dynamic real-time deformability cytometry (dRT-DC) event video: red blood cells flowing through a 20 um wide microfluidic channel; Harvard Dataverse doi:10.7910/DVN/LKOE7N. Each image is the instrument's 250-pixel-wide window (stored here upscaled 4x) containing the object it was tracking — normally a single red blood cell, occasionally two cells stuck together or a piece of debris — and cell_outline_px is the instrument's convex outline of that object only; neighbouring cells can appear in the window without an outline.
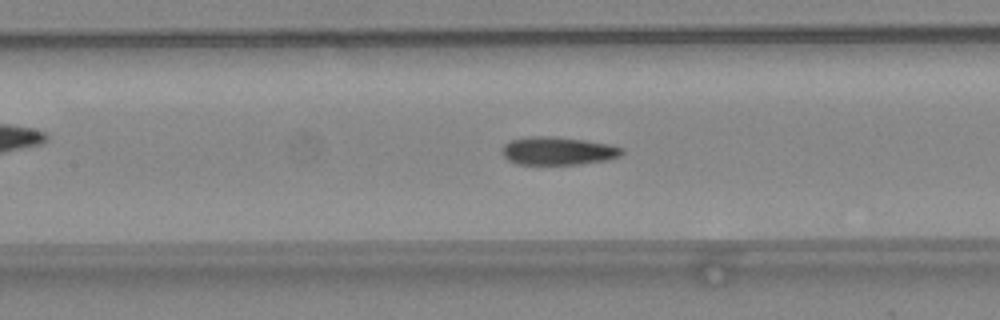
{"species": "common noctule bat (a hibernating species)", "species_latin": "Nyctalus noctula", "temperature_condition": "warm", "stored_images_in_passage": 46, "camera_frame_rate_fps": 3000, "um_per_image_px": 0.085, "animal": {"sex": "female", "body_mass_g": 24.6, "forearm_length_mm": 56.2}, "frame": {"image": 1, "passage_image": 21, "time_ms": 6.667, "image_size_px": [1000, 320], "cell_outline_px": [[624, 152], [620, 156], [608, 160], [580, 164], [516, 164], [508, 160], [500, 152], [504, 144], [512, 140], [532, 136], [540, 136], [584, 140], [608, 144], [624, 148]], "centroid_in_image_um": [47.43, 12.84], "position_along_channel_um": 160.0, "area_um2": 19.48}}
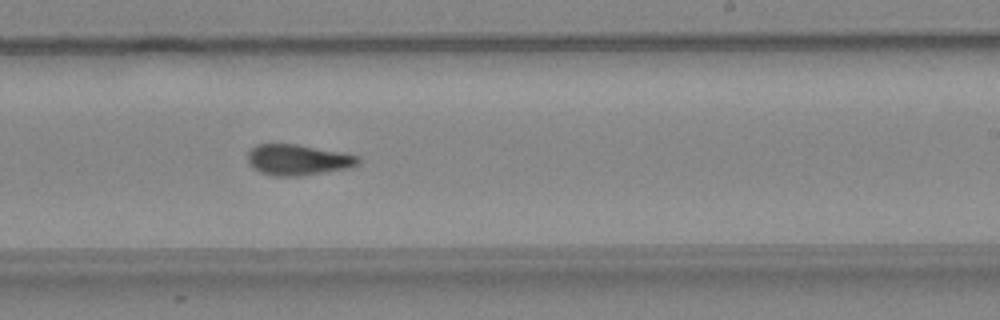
{"frame": {"image": 2, "passage_image": 28, "time_ms": 9.0, "image_size_px": [1000, 320], "cell_outline_px": [[360, 164], [352, 168], [296, 176], [272, 176], [260, 172], [252, 168], [248, 160], [248, 152], [256, 144], [296, 144], [344, 152], [360, 156]], "centroid_in_image_um": [25.36, 13.58], "position_along_channel_um": 263.6, "area_um2": 20.06}}
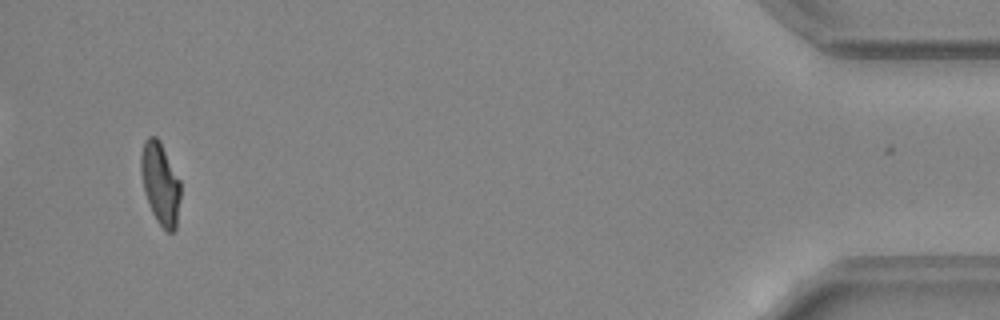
{"frame": {"image": 3, "passage_image": 44, "time_ms": 14.333, "image_size_px": [1000, 320], "cell_outline_px": [[180, 196], [176, 228], [172, 232], [168, 232], [156, 220], [152, 212], [144, 192], [140, 172], [140, 156], [144, 140], [148, 136], [156, 136], [160, 140], [180, 180]], "centroid_in_image_um": [13.61, 15.56], "position_along_channel_um": 421.6, "area_um2": 19.02}, "authors_computed_cell_mechanics": {"area_um2": 19.5942, "velocity_mm_per_s": 4.4702, "shape_relaxation_time_tau1_ms": null, "shape_relaxation_time_tau2_ms": 2.0706, "deformation_change_tau1": null, "deformation_change_tau2": 0.0837}}